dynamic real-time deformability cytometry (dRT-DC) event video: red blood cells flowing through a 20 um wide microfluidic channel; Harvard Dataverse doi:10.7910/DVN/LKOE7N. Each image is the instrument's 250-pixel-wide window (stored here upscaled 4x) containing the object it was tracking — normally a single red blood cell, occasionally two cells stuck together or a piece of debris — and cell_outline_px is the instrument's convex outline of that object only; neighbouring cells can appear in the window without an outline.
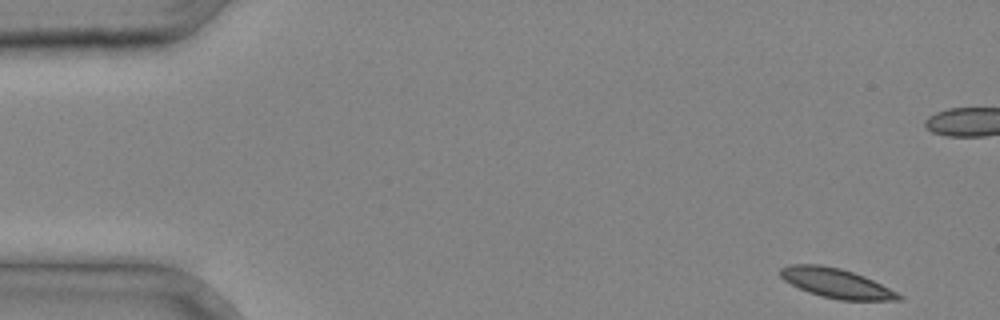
{"species": "common noctule bat (a hibernating species)", "species_latin": "Nyctalus noctula", "temperature_condition": "cold", "stored_images_in_passage": 10, "camera_frame_rate_fps": 3000, "um_per_image_px": 0.085, "animal": {"sex": "male", "body_mass_g": 20.4}, "frame": {"image": 1, "passage_image": 1, "time_ms": 0.0, "image_size_px": [1000, 320], "cell_outline_px": [[904, 300], [840, 300], [808, 292], [784, 280], [780, 276], [780, 268], [788, 264], [820, 264], [840, 268], [864, 276], [904, 296]], "centroid_in_image_um": [71.07, 24.06], "position_along_channel_um": 13.9, "area_um2": 20.11}}